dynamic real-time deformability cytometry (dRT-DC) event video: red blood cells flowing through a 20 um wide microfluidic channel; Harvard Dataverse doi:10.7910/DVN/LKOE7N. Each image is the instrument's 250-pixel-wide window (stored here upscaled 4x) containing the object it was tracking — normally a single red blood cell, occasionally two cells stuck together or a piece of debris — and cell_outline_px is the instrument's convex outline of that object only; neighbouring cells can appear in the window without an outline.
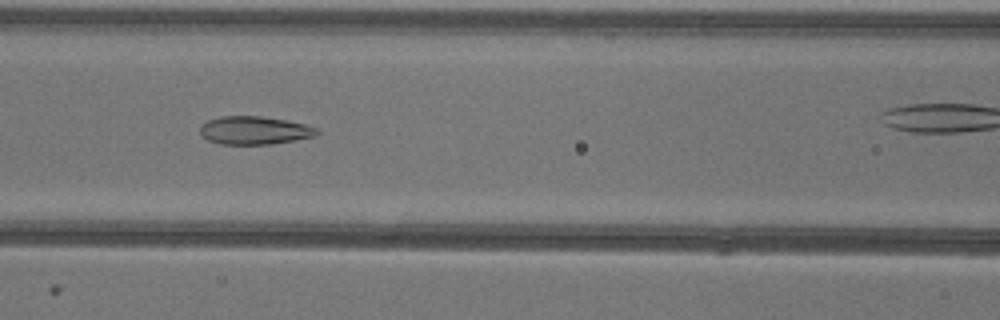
{"species": "common noctule bat (a hibernating species)", "species_latin": "Nyctalus noctula", "temperature_condition": "warm", "stored_images_in_passage": 33, "camera_frame_rate_fps": 3000, "um_per_image_px": 0.085, "animal": {"sex": "female"}, "frame": {"image": 1, "passage_image": 14, "time_ms": 4.333, "image_size_px": [1000, 320], "cell_outline_px": [[320, 132], [316, 136], [296, 140], [268, 144], [220, 144], [208, 140], [200, 136], [200, 124], [208, 120], [220, 116], [260, 116], [284, 120], [304, 124], [316, 128]], "centroid_in_image_um": [21.59, 11.08], "position_along_channel_um": 145.0, "area_um2": 19.19}}
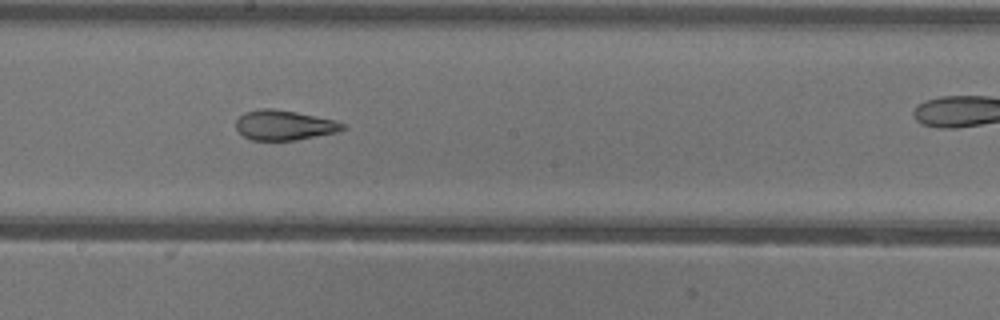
{"frame": {"image": 2, "passage_image": 20, "time_ms": 6.333, "image_size_px": [1000, 320], "cell_outline_px": [[344, 128], [336, 132], [296, 140], [252, 140], [244, 136], [236, 128], [236, 120], [244, 112], [260, 108], [272, 108], [296, 112], [336, 120], [344, 124]], "centroid_in_image_um": [24.13, 10.63], "position_along_channel_um": 224.1, "area_um2": 18.5}}
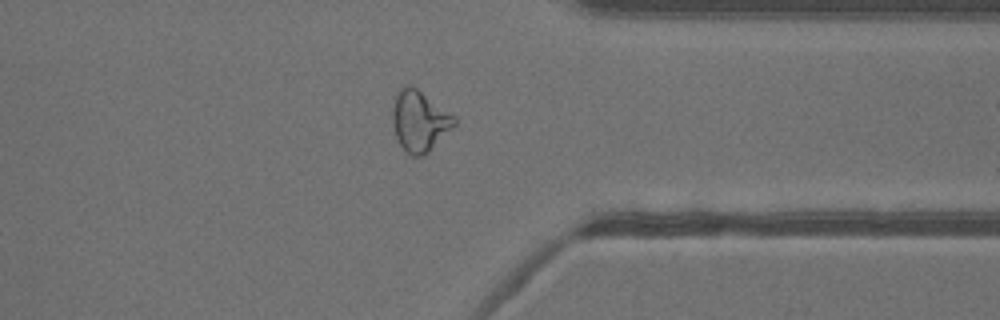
{"frame": {"image": 3, "passage_image": 32, "time_ms": 10.333, "image_size_px": [1000, 320], "cell_outline_px": [[456, 124], [424, 156], [412, 156], [400, 144], [396, 136], [392, 124], [392, 108], [396, 96], [400, 88], [404, 84], [408, 84], [416, 88], [456, 116]], "centroid_in_image_um": [35.65, 10.27], "position_along_channel_um": 375.7, "area_um2": 21.73}}